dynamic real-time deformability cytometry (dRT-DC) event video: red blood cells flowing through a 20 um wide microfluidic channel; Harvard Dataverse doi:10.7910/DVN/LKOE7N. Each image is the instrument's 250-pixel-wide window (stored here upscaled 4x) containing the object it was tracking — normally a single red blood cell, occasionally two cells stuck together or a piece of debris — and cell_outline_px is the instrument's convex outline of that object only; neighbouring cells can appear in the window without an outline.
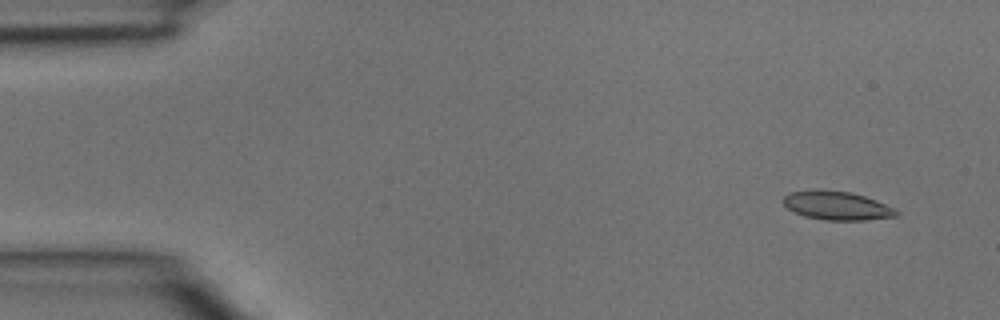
{"species": "common noctule bat (a hibernating species)", "species_latin": "Nyctalus noctula", "temperature_condition": "room temperature", "stored_images_in_passage": 3, "camera_frame_rate_fps": 3000, "um_per_image_px": 0.085, "animal": {"sex": "male", "body_mass_g": 15.6}, "frame": {"image": 1, "passage_image": 1, "time_ms": 0.0, "image_size_px": [1000, 320], "cell_outline_px": [[900, 212], [896, 216], [864, 220], [828, 220], [804, 216], [788, 208], [784, 204], [784, 196], [788, 192], [852, 192], [876, 200], [896, 208]], "centroid_in_image_um": [71.22, 17.51], "position_along_channel_um": 13.8, "area_um2": 18.15}}